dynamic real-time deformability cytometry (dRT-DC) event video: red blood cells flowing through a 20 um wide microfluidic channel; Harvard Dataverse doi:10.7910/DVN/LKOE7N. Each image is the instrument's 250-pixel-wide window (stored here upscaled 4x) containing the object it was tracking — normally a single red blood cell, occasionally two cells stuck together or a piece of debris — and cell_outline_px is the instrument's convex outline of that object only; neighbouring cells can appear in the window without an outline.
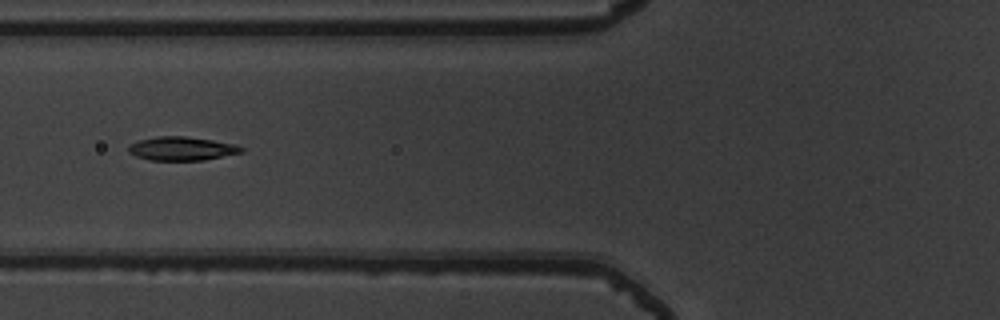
{"species": "common noctule bat (a hibernating species)", "species_latin": "Nyctalus noctula", "temperature_condition": "warm", "stored_images_in_passage": 7, "camera_frame_rate_fps": 3000, "um_per_image_px": 0.085, "animal": {"sex": "male", "body_mass_g": 19.5, "forearm_length_mm": 54.6}, "frame": {"image": 1, "passage_image": 5, "time_ms": 1.333, "image_size_px": [1000, 320], "cell_outline_px": [[244, 152], [204, 160], [148, 160], [136, 156], [128, 152], [128, 148], [132, 144], [140, 140], [156, 136], [184, 136], [212, 140], [236, 144], [244, 148]], "centroid_in_image_um": [15.48, 12.63], "position_along_channel_um": 110.3, "area_um2": 15.55}}
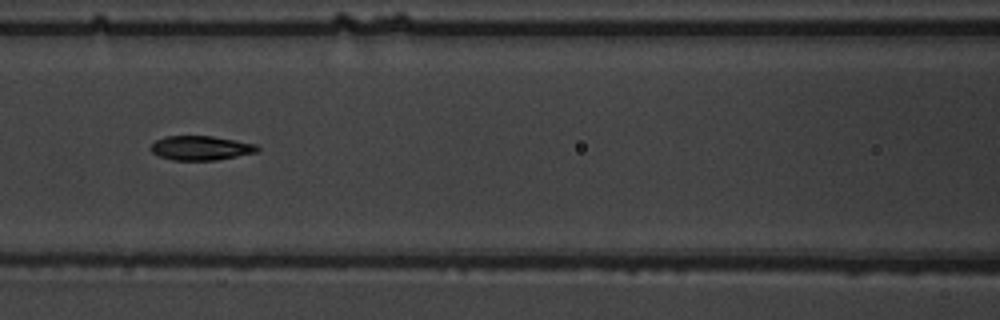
{"frame": {"image": 2, "passage_image": 6, "time_ms": 1.667, "image_size_px": [1000, 320], "cell_outline_px": [[260, 148], [256, 152], [216, 160], [172, 160], [160, 156], [152, 152], [152, 144], [156, 140], [164, 136], [212, 136], [236, 140], [256, 144]], "centroid_in_image_um": [17.08, 12.57], "position_along_channel_um": 149.5, "area_um2": 14.97}}
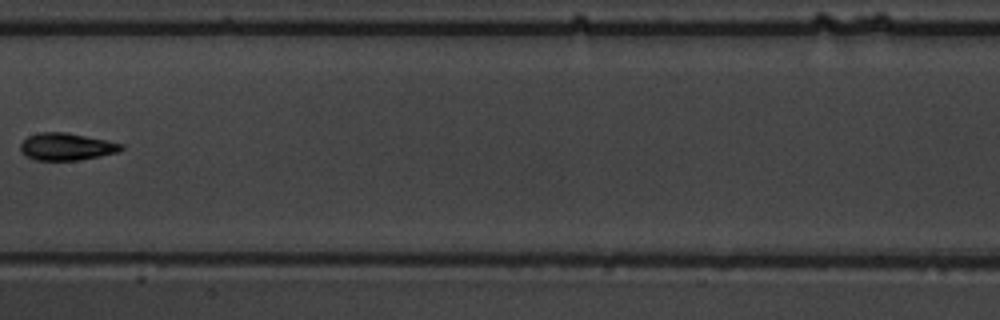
{"frame": {"image": 3, "passage_image": 7, "time_ms": 2.0, "image_size_px": [1000, 320], "cell_outline_px": [[124, 148], [120, 152], [80, 160], [36, 160], [20, 152], [20, 144], [28, 136], [40, 132], [64, 132], [124, 144]], "centroid_in_image_um": [5.66, 12.47], "position_along_channel_um": 201.7, "area_um2": 15.9}}